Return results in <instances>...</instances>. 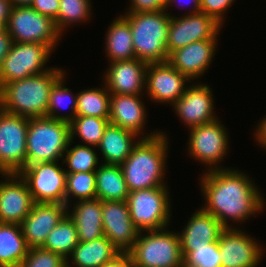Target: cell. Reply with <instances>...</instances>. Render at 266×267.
I'll return each mask as SVG.
<instances>
[{
  "label": "cell",
  "instance_id": "obj_16",
  "mask_svg": "<svg viewBox=\"0 0 266 267\" xmlns=\"http://www.w3.org/2000/svg\"><path fill=\"white\" fill-rule=\"evenodd\" d=\"M214 101L213 90L208 85L194 82L186 88L172 108L189 130L218 119L214 110Z\"/></svg>",
  "mask_w": 266,
  "mask_h": 267
},
{
  "label": "cell",
  "instance_id": "obj_9",
  "mask_svg": "<svg viewBox=\"0 0 266 267\" xmlns=\"http://www.w3.org/2000/svg\"><path fill=\"white\" fill-rule=\"evenodd\" d=\"M219 118L211 123L190 128L187 153L190 157L208 167L205 171L229 169L220 166L229 151L227 128ZM228 150V151H227Z\"/></svg>",
  "mask_w": 266,
  "mask_h": 267
},
{
  "label": "cell",
  "instance_id": "obj_11",
  "mask_svg": "<svg viewBox=\"0 0 266 267\" xmlns=\"http://www.w3.org/2000/svg\"><path fill=\"white\" fill-rule=\"evenodd\" d=\"M28 122L0 108V174L19 173L26 166Z\"/></svg>",
  "mask_w": 266,
  "mask_h": 267
},
{
  "label": "cell",
  "instance_id": "obj_39",
  "mask_svg": "<svg viewBox=\"0 0 266 267\" xmlns=\"http://www.w3.org/2000/svg\"><path fill=\"white\" fill-rule=\"evenodd\" d=\"M236 0H201L200 12L214 18L220 25L225 22V13Z\"/></svg>",
  "mask_w": 266,
  "mask_h": 267
},
{
  "label": "cell",
  "instance_id": "obj_48",
  "mask_svg": "<svg viewBox=\"0 0 266 267\" xmlns=\"http://www.w3.org/2000/svg\"><path fill=\"white\" fill-rule=\"evenodd\" d=\"M180 267H190V266L183 263Z\"/></svg>",
  "mask_w": 266,
  "mask_h": 267
},
{
  "label": "cell",
  "instance_id": "obj_29",
  "mask_svg": "<svg viewBox=\"0 0 266 267\" xmlns=\"http://www.w3.org/2000/svg\"><path fill=\"white\" fill-rule=\"evenodd\" d=\"M28 250L21 225L0 223V267H18Z\"/></svg>",
  "mask_w": 266,
  "mask_h": 267
},
{
  "label": "cell",
  "instance_id": "obj_40",
  "mask_svg": "<svg viewBox=\"0 0 266 267\" xmlns=\"http://www.w3.org/2000/svg\"><path fill=\"white\" fill-rule=\"evenodd\" d=\"M167 0H130L129 7L126 12H155L166 9Z\"/></svg>",
  "mask_w": 266,
  "mask_h": 267
},
{
  "label": "cell",
  "instance_id": "obj_23",
  "mask_svg": "<svg viewBox=\"0 0 266 267\" xmlns=\"http://www.w3.org/2000/svg\"><path fill=\"white\" fill-rule=\"evenodd\" d=\"M199 209L193 213L184 229L178 233L183 258L193 251V247L218 242L221 232L225 229L213 215L201 207Z\"/></svg>",
  "mask_w": 266,
  "mask_h": 267
},
{
  "label": "cell",
  "instance_id": "obj_47",
  "mask_svg": "<svg viewBox=\"0 0 266 267\" xmlns=\"http://www.w3.org/2000/svg\"><path fill=\"white\" fill-rule=\"evenodd\" d=\"M6 30V26L0 21V33Z\"/></svg>",
  "mask_w": 266,
  "mask_h": 267
},
{
  "label": "cell",
  "instance_id": "obj_33",
  "mask_svg": "<svg viewBox=\"0 0 266 267\" xmlns=\"http://www.w3.org/2000/svg\"><path fill=\"white\" fill-rule=\"evenodd\" d=\"M73 141L70 140L63 156V162L67 165L66 174L79 172H96L101 164L94 146L77 144L71 147ZM98 165V166H97Z\"/></svg>",
  "mask_w": 266,
  "mask_h": 267
},
{
  "label": "cell",
  "instance_id": "obj_36",
  "mask_svg": "<svg viewBox=\"0 0 266 267\" xmlns=\"http://www.w3.org/2000/svg\"><path fill=\"white\" fill-rule=\"evenodd\" d=\"M71 198L77 201L96 198L95 172L66 174V206H69L70 202L73 201Z\"/></svg>",
  "mask_w": 266,
  "mask_h": 267
},
{
  "label": "cell",
  "instance_id": "obj_21",
  "mask_svg": "<svg viewBox=\"0 0 266 267\" xmlns=\"http://www.w3.org/2000/svg\"><path fill=\"white\" fill-rule=\"evenodd\" d=\"M66 214V204L35 202L30 213L21 223L27 246L42 247L48 234Z\"/></svg>",
  "mask_w": 266,
  "mask_h": 267
},
{
  "label": "cell",
  "instance_id": "obj_7",
  "mask_svg": "<svg viewBox=\"0 0 266 267\" xmlns=\"http://www.w3.org/2000/svg\"><path fill=\"white\" fill-rule=\"evenodd\" d=\"M168 187L131 191L126 200L130 217L141 231L168 227L171 217V198Z\"/></svg>",
  "mask_w": 266,
  "mask_h": 267
},
{
  "label": "cell",
  "instance_id": "obj_10",
  "mask_svg": "<svg viewBox=\"0 0 266 267\" xmlns=\"http://www.w3.org/2000/svg\"><path fill=\"white\" fill-rule=\"evenodd\" d=\"M52 52L46 44L13 42L0 68V88L6 83L52 69L46 67Z\"/></svg>",
  "mask_w": 266,
  "mask_h": 267
},
{
  "label": "cell",
  "instance_id": "obj_43",
  "mask_svg": "<svg viewBox=\"0 0 266 267\" xmlns=\"http://www.w3.org/2000/svg\"><path fill=\"white\" fill-rule=\"evenodd\" d=\"M12 43V37L9 35V32L7 30L0 33V68L2 66L4 58L11 49Z\"/></svg>",
  "mask_w": 266,
  "mask_h": 267
},
{
  "label": "cell",
  "instance_id": "obj_27",
  "mask_svg": "<svg viewBox=\"0 0 266 267\" xmlns=\"http://www.w3.org/2000/svg\"><path fill=\"white\" fill-rule=\"evenodd\" d=\"M105 52L109 62L136 58L129 22L120 15L108 26L105 37Z\"/></svg>",
  "mask_w": 266,
  "mask_h": 267
},
{
  "label": "cell",
  "instance_id": "obj_46",
  "mask_svg": "<svg viewBox=\"0 0 266 267\" xmlns=\"http://www.w3.org/2000/svg\"><path fill=\"white\" fill-rule=\"evenodd\" d=\"M33 0H11L13 6L30 5Z\"/></svg>",
  "mask_w": 266,
  "mask_h": 267
},
{
  "label": "cell",
  "instance_id": "obj_22",
  "mask_svg": "<svg viewBox=\"0 0 266 267\" xmlns=\"http://www.w3.org/2000/svg\"><path fill=\"white\" fill-rule=\"evenodd\" d=\"M219 39H205L193 42L185 47L172 51L168 62L192 82L204 76L212 64Z\"/></svg>",
  "mask_w": 266,
  "mask_h": 267
},
{
  "label": "cell",
  "instance_id": "obj_45",
  "mask_svg": "<svg viewBox=\"0 0 266 267\" xmlns=\"http://www.w3.org/2000/svg\"><path fill=\"white\" fill-rule=\"evenodd\" d=\"M178 1L181 2V0H178ZM178 1L177 0H167L165 11L168 12V10H170V9H168L169 6L174 5V3L177 4L176 2H178ZM188 1L190 2L189 4H191L192 9H193V10L191 9V12H190V8H189L188 14H193V13L200 12L201 0H188ZM188 1L185 2V3H188ZM179 4H181V3H179ZM179 4H177V5L179 6ZM189 4H187V5H189ZM187 5H184V7L187 6ZM181 6H182V4H181Z\"/></svg>",
  "mask_w": 266,
  "mask_h": 267
},
{
  "label": "cell",
  "instance_id": "obj_6",
  "mask_svg": "<svg viewBox=\"0 0 266 267\" xmlns=\"http://www.w3.org/2000/svg\"><path fill=\"white\" fill-rule=\"evenodd\" d=\"M166 228L139 233L128 251L134 267H180L183 264L180 236Z\"/></svg>",
  "mask_w": 266,
  "mask_h": 267
},
{
  "label": "cell",
  "instance_id": "obj_31",
  "mask_svg": "<svg viewBox=\"0 0 266 267\" xmlns=\"http://www.w3.org/2000/svg\"><path fill=\"white\" fill-rule=\"evenodd\" d=\"M78 243L77 229L74 222L66 214L48 234L42 247L67 259Z\"/></svg>",
  "mask_w": 266,
  "mask_h": 267
},
{
  "label": "cell",
  "instance_id": "obj_38",
  "mask_svg": "<svg viewBox=\"0 0 266 267\" xmlns=\"http://www.w3.org/2000/svg\"><path fill=\"white\" fill-rule=\"evenodd\" d=\"M66 259L43 247L29 248L18 267H65Z\"/></svg>",
  "mask_w": 266,
  "mask_h": 267
},
{
  "label": "cell",
  "instance_id": "obj_8",
  "mask_svg": "<svg viewBox=\"0 0 266 267\" xmlns=\"http://www.w3.org/2000/svg\"><path fill=\"white\" fill-rule=\"evenodd\" d=\"M6 30L13 42L42 43L53 51L63 35L52 18L40 14L30 5L13 6Z\"/></svg>",
  "mask_w": 266,
  "mask_h": 267
},
{
  "label": "cell",
  "instance_id": "obj_2",
  "mask_svg": "<svg viewBox=\"0 0 266 267\" xmlns=\"http://www.w3.org/2000/svg\"><path fill=\"white\" fill-rule=\"evenodd\" d=\"M165 132L158 136L140 139L131 154L121 164L129 191L154 187H168L165 180L169 141Z\"/></svg>",
  "mask_w": 266,
  "mask_h": 267
},
{
  "label": "cell",
  "instance_id": "obj_26",
  "mask_svg": "<svg viewBox=\"0 0 266 267\" xmlns=\"http://www.w3.org/2000/svg\"><path fill=\"white\" fill-rule=\"evenodd\" d=\"M119 252L105 235L92 241H79L70 256L66 259V266L101 267ZM71 264L73 265L71 266Z\"/></svg>",
  "mask_w": 266,
  "mask_h": 267
},
{
  "label": "cell",
  "instance_id": "obj_20",
  "mask_svg": "<svg viewBox=\"0 0 266 267\" xmlns=\"http://www.w3.org/2000/svg\"><path fill=\"white\" fill-rule=\"evenodd\" d=\"M108 66L103 82L110 94H144L148 63L134 58L110 62Z\"/></svg>",
  "mask_w": 266,
  "mask_h": 267
},
{
  "label": "cell",
  "instance_id": "obj_44",
  "mask_svg": "<svg viewBox=\"0 0 266 267\" xmlns=\"http://www.w3.org/2000/svg\"><path fill=\"white\" fill-rule=\"evenodd\" d=\"M13 4L11 0H0V21L6 26Z\"/></svg>",
  "mask_w": 266,
  "mask_h": 267
},
{
  "label": "cell",
  "instance_id": "obj_15",
  "mask_svg": "<svg viewBox=\"0 0 266 267\" xmlns=\"http://www.w3.org/2000/svg\"><path fill=\"white\" fill-rule=\"evenodd\" d=\"M187 83L192 81L168 61L148 63L145 93L151 102L173 105L186 91Z\"/></svg>",
  "mask_w": 266,
  "mask_h": 267
},
{
  "label": "cell",
  "instance_id": "obj_5",
  "mask_svg": "<svg viewBox=\"0 0 266 267\" xmlns=\"http://www.w3.org/2000/svg\"><path fill=\"white\" fill-rule=\"evenodd\" d=\"M69 141V123L49 117L29 118L26 165L63 160Z\"/></svg>",
  "mask_w": 266,
  "mask_h": 267
},
{
  "label": "cell",
  "instance_id": "obj_14",
  "mask_svg": "<svg viewBox=\"0 0 266 267\" xmlns=\"http://www.w3.org/2000/svg\"><path fill=\"white\" fill-rule=\"evenodd\" d=\"M233 227L225 228L218 239L221 267H257L264 254L263 246L247 232Z\"/></svg>",
  "mask_w": 266,
  "mask_h": 267
},
{
  "label": "cell",
  "instance_id": "obj_30",
  "mask_svg": "<svg viewBox=\"0 0 266 267\" xmlns=\"http://www.w3.org/2000/svg\"><path fill=\"white\" fill-rule=\"evenodd\" d=\"M103 86L78 91L76 116H93L109 120L111 94L105 84Z\"/></svg>",
  "mask_w": 266,
  "mask_h": 267
},
{
  "label": "cell",
  "instance_id": "obj_19",
  "mask_svg": "<svg viewBox=\"0 0 266 267\" xmlns=\"http://www.w3.org/2000/svg\"><path fill=\"white\" fill-rule=\"evenodd\" d=\"M144 94L126 95L111 94L109 122L125 130L131 131L141 139L158 136L161 133L155 130L153 133H144L147 121V109L142 101ZM142 133V134H141ZM147 135H144V134Z\"/></svg>",
  "mask_w": 266,
  "mask_h": 267
},
{
  "label": "cell",
  "instance_id": "obj_28",
  "mask_svg": "<svg viewBox=\"0 0 266 267\" xmlns=\"http://www.w3.org/2000/svg\"><path fill=\"white\" fill-rule=\"evenodd\" d=\"M96 174V198L101 201H126L130 191L121 165L101 163Z\"/></svg>",
  "mask_w": 266,
  "mask_h": 267
},
{
  "label": "cell",
  "instance_id": "obj_34",
  "mask_svg": "<svg viewBox=\"0 0 266 267\" xmlns=\"http://www.w3.org/2000/svg\"><path fill=\"white\" fill-rule=\"evenodd\" d=\"M109 120L93 116H76L70 124V140L78 136L84 145L97 147Z\"/></svg>",
  "mask_w": 266,
  "mask_h": 267
},
{
  "label": "cell",
  "instance_id": "obj_42",
  "mask_svg": "<svg viewBox=\"0 0 266 267\" xmlns=\"http://www.w3.org/2000/svg\"><path fill=\"white\" fill-rule=\"evenodd\" d=\"M101 267H134V265L128 252H119Z\"/></svg>",
  "mask_w": 266,
  "mask_h": 267
},
{
  "label": "cell",
  "instance_id": "obj_41",
  "mask_svg": "<svg viewBox=\"0 0 266 267\" xmlns=\"http://www.w3.org/2000/svg\"><path fill=\"white\" fill-rule=\"evenodd\" d=\"M30 6L40 14L57 19L59 11V0H33Z\"/></svg>",
  "mask_w": 266,
  "mask_h": 267
},
{
  "label": "cell",
  "instance_id": "obj_17",
  "mask_svg": "<svg viewBox=\"0 0 266 267\" xmlns=\"http://www.w3.org/2000/svg\"><path fill=\"white\" fill-rule=\"evenodd\" d=\"M0 175V223L21 225L35 203L28 184L19 173Z\"/></svg>",
  "mask_w": 266,
  "mask_h": 267
},
{
  "label": "cell",
  "instance_id": "obj_4",
  "mask_svg": "<svg viewBox=\"0 0 266 267\" xmlns=\"http://www.w3.org/2000/svg\"><path fill=\"white\" fill-rule=\"evenodd\" d=\"M122 16L129 22L137 59L146 63L168 60L166 44L171 20L169 12H125Z\"/></svg>",
  "mask_w": 266,
  "mask_h": 267
},
{
  "label": "cell",
  "instance_id": "obj_32",
  "mask_svg": "<svg viewBox=\"0 0 266 267\" xmlns=\"http://www.w3.org/2000/svg\"><path fill=\"white\" fill-rule=\"evenodd\" d=\"M65 76L64 73L51 88L46 117L70 123L76 117L77 93L72 95L71 89L67 88ZM65 106L70 107V114H60L59 110Z\"/></svg>",
  "mask_w": 266,
  "mask_h": 267
},
{
  "label": "cell",
  "instance_id": "obj_12",
  "mask_svg": "<svg viewBox=\"0 0 266 267\" xmlns=\"http://www.w3.org/2000/svg\"><path fill=\"white\" fill-rule=\"evenodd\" d=\"M58 163L29 164L19 172L27 182L34 202L65 204L66 171Z\"/></svg>",
  "mask_w": 266,
  "mask_h": 267
},
{
  "label": "cell",
  "instance_id": "obj_1",
  "mask_svg": "<svg viewBox=\"0 0 266 267\" xmlns=\"http://www.w3.org/2000/svg\"><path fill=\"white\" fill-rule=\"evenodd\" d=\"M199 184L205 204L202 209L213 215L225 228L242 225L264 211L266 202L259 187L247 173L229 168L206 171ZM233 221V225L228 222Z\"/></svg>",
  "mask_w": 266,
  "mask_h": 267
},
{
  "label": "cell",
  "instance_id": "obj_13",
  "mask_svg": "<svg viewBox=\"0 0 266 267\" xmlns=\"http://www.w3.org/2000/svg\"><path fill=\"white\" fill-rule=\"evenodd\" d=\"M168 29V54L193 42L205 39H217L223 27L214 18L202 13L172 16Z\"/></svg>",
  "mask_w": 266,
  "mask_h": 267
},
{
  "label": "cell",
  "instance_id": "obj_3",
  "mask_svg": "<svg viewBox=\"0 0 266 267\" xmlns=\"http://www.w3.org/2000/svg\"><path fill=\"white\" fill-rule=\"evenodd\" d=\"M65 72L56 66L41 74L4 84L0 88V108L27 118L46 117L51 88Z\"/></svg>",
  "mask_w": 266,
  "mask_h": 267
},
{
  "label": "cell",
  "instance_id": "obj_25",
  "mask_svg": "<svg viewBox=\"0 0 266 267\" xmlns=\"http://www.w3.org/2000/svg\"><path fill=\"white\" fill-rule=\"evenodd\" d=\"M138 137L131 131L119 126L108 124L104 130L103 137L97 146L101 162L104 164L121 165L131 154L133 147L138 143Z\"/></svg>",
  "mask_w": 266,
  "mask_h": 267
},
{
  "label": "cell",
  "instance_id": "obj_24",
  "mask_svg": "<svg viewBox=\"0 0 266 267\" xmlns=\"http://www.w3.org/2000/svg\"><path fill=\"white\" fill-rule=\"evenodd\" d=\"M72 205L67 206V214L74 222L80 242L92 241L104 236L101 200L98 198L80 200Z\"/></svg>",
  "mask_w": 266,
  "mask_h": 267
},
{
  "label": "cell",
  "instance_id": "obj_18",
  "mask_svg": "<svg viewBox=\"0 0 266 267\" xmlns=\"http://www.w3.org/2000/svg\"><path fill=\"white\" fill-rule=\"evenodd\" d=\"M102 223L104 235L120 252H128L140 233L126 201H102Z\"/></svg>",
  "mask_w": 266,
  "mask_h": 267
},
{
  "label": "cell",
  "instance_id": "obj_35",
  "mask_svg": "<svg viewBox=\"0 0 266 267\" xmlns=\"http://www.w3.org/2000/svg\"><path fill=\"white\" fill-rule=\"evenodd\" d=\"M91 4V0H59V11L55 20L59 32L62 34L75 23H86L92 17Z\"/></svg>",
  "mask_w": 266,
  "mask_h": 267
},
{
  "label": "cell",
  "instance_id": "obj_37",
  "mask_svg": "<svg viewBox=\"0 0 266 267\" xmlns=\"http://www.w3.org/2000/svg\"><path fill=\"white\" fill-rule=\"evenodd\" d=\"M183 263L190 267H221L218 242L193 247V251L183 258Z\"/></svg>",
  "mask_w": 266,
  "mask_h": 267
}]
</instances>
